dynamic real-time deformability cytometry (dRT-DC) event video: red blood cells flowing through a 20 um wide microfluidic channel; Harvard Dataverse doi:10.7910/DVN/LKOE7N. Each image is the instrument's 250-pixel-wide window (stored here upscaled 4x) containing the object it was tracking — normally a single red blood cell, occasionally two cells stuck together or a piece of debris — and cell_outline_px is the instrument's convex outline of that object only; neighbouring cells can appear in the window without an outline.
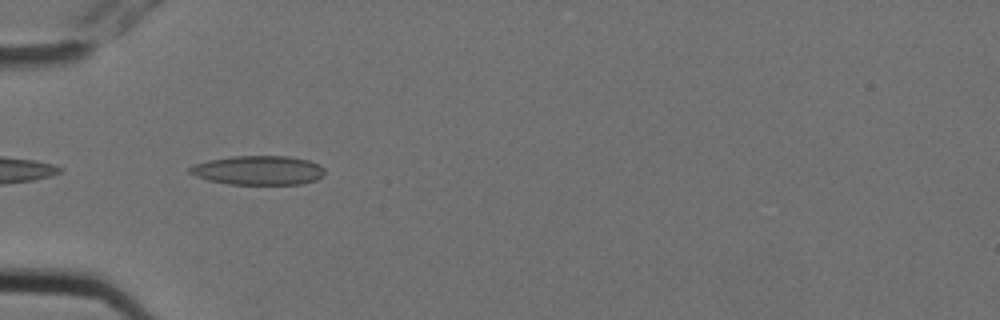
{"species": "Egyptian fruit bat (a non-hibernating species)", "species_latin": "Rousettus aegyptiacus", "temperature_condition": "cold", "stored_images_in_passage": 2, "camera_frame_rate_fps": 3000, "um_per_image_px": 0.085, "animal": {"sex": "female"}, "frame": {"image": 1, "passage_image": 1, "time_ms": 0.0, "image_size_px": [1000, 320], "cell_outline_px": [[324, 176], [316, 180], [300, 184], [228, 184], [208, 180], [196, 176], [188, 172], [188, 168], [196, 164], [208, 160], [232, 156], [288, 156], [308, 160], [320, 164], [324, 168]], "centroid_in_image_um": [21.98, 14.47], "position_along_channel_um": 63.0, "area_um2": 23.0}}
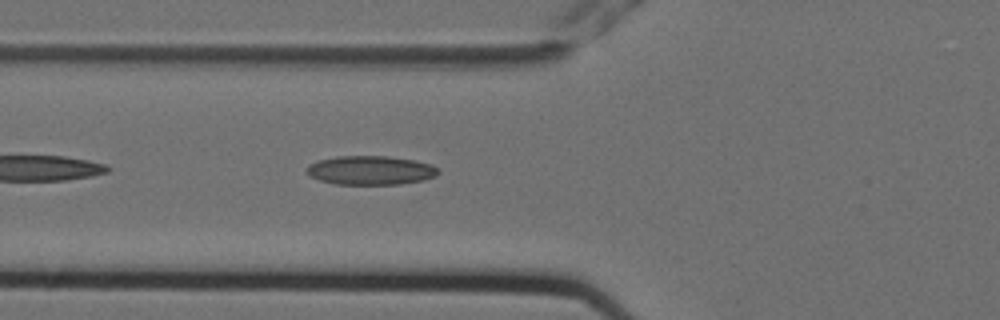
{"frame": {"image": 2, "passage_image": 2, "time_ms": 0.333, "image_size_px": [1000, 320], "cell_outline_px": [[440, 172], [436, 176], [424, 180], [400, 184], [336, 184], [320, 180], [312, 176], [304, 168], [308, 164], [320, 160], [340, 156], [388, 156], [416, 160], [432, 164], [440, 168]], "centroid_in_image_um": [31.56, 14.47], "position_along_channel_um": 94.2, "area_um2": 22.31}}